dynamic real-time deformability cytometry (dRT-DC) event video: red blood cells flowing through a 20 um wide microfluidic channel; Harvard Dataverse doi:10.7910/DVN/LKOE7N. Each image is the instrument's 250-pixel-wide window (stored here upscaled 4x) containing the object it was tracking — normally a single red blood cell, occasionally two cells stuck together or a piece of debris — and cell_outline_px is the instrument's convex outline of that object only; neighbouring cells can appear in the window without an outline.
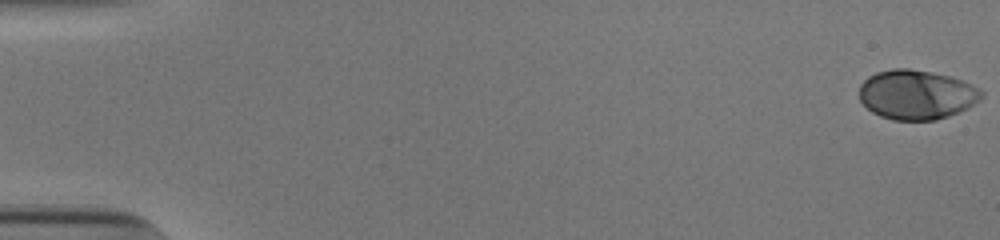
{"species": "human", "species_latin": "Homo sapiens", "temperature_condition": "cold", "stored_images_in_passage": 54, "camera_frame_rate_fps": 3000, "um_per_image_px": 0.085, "donor": {"sex": "male"}, "frame": {"image": 1, "passage_image": 1, "time_ms": 0.0, "image_size_px": [1000, 240], "cell_outline_px": [[984, 96], [980, 100], [968, 108], [948, 116], [936, 120], [892, 120], [880, 116], [872, 112], [860, 100], [860, 84], [868, 76], [876, 72], [892, 68], [908, 68], [952, 76], [972, 84], [980, 88], [984, 92]], "centroid_in_image_um": [77.93, 8.04], "position_along_channel_um": 7.1, "area_um2": 35.55}}
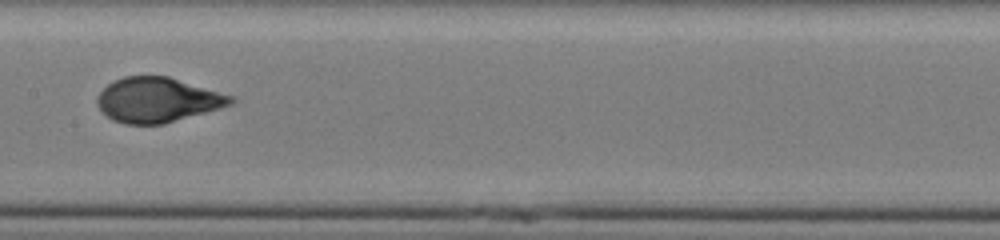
{"frame": {"image": 2, "passage_image": 29, "time_ms": 9.333, "image_size_px": [1000, 240], "cell_outline_px": [[236, 100], [232, 104], [220, 108], [164, 124], [124, 124], [112, 120], [100, 108], [96, 100], [100, 92], [112, 80], [124, 76], [168, 76], [236, 96]], "centroid_in_image_um": [13.42, 8.48], "position_along_channel_um": 194.0, "area_um2": 34.97}}
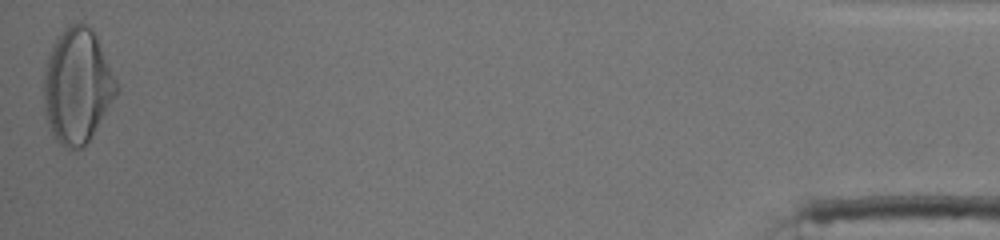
{"frame": {"image": 3, "passage_image": 54, "time_ms": 17.667, "image_size_px": [1000, 240], "cell_outline_px": [[120, 88], [88, 140], [80, 148], [64, 148], [52, 136], [48, 124], [44, 104], [44, 68], [48, 52], [56, 36], [68, 24], [80, 20], [96, 36]], "centroid_in_image_um": [6.53, 7.26], "position_along_channel_um": 428.7, "area_um2": 48.38}, "authors_computed_cell_mechanics": {"area_um2": 34.9112, "velocity_mm_per_s": 3.8484, "shape_relaxation_time_tau1_ms": 5.7829, "shape_relaxation_time_tau2_ms": null, "deformation_change_tau1": 0.2241, "deformation_change_tau2": null}}